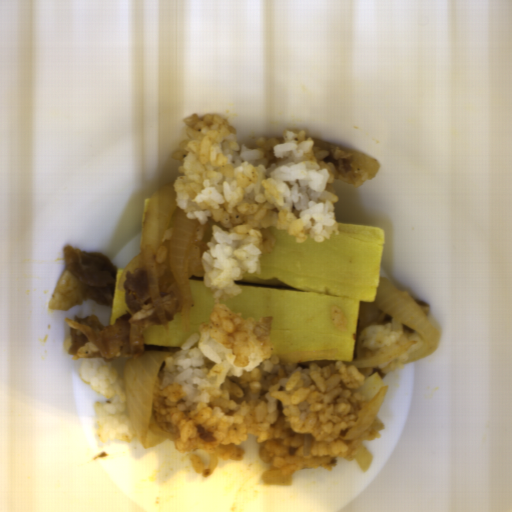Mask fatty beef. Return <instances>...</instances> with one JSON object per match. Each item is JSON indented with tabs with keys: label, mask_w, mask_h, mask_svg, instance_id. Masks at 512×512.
Segmentation results:
<instances>
[{
	"label": "fatty beef",
	"mask_w": 512,
	"mask_h": 512,
	"mask_svg": "<svg viewBox=\"0 0 512 512\" xmlns=\"http://www.w3.org/2000/svg\"><path fill=\"white\" fill-rule=\"evenodd\" d=\"M126 310L114 323L105 326L99 315L65 318L71 332L63 345L68 354H78L87 343L97 346L85 358H101L104 361L116 359H138L143 357L145 348L144 330L148 326H162L152 304L149 277L145 267L133 274L125 273L123 283Z\"/></svg>",
	"instance_id": "obj_1"
},
{
	"label": "fatty beef",
	"mask_w": 512,
	"mask_h": 512,
	"mask_svg": "<svg viewBox=\"0 0 512 512\" xmlns=\"http://www.w3.org/2000/svg\"><path fill=\"white\" fill-rule=\"evenodd\" d=\"M169 258L163 263H156V274L159 288L160 301L166 314L167 321L182 310L183 299L176 282Z\"/></svg>",
	"instance_id": "obj_4"
},
{
	"label": "fatty beef",
	"mask_w": 512,
	"mask_h": 512,
	"mask_svg": "<svg viewBox=\"0 0 512 512\" xmlns=\"http://www.w3.org/2000/svg\"><path fill=\"white\" fill-rule=\"evenodd\" d=\"M392 318V315L378 307L376 301H361L358 303L357 337H360L371 325L387 324Z\"/></svg>",
	"instance_id": "obj_6"
},
{
	"label": "fatty beef",
	"mask_w": 512,
	"mask_h": 512,
	"mask_svg": "<svg viewBox=\"0 0 512 512\" xmlns=\"http://www.w3.org/2000/svg\"><path fill=\"white\" fill-rule=\"evenodd\" d=\"M314 146L327 152V155L323 157V162L332 163L341 182L352 183L354 187L358 188L368 180L366 172L352 165V153L340 150V146L318 138H314Z\"/></svg>",
	"instance_id": "obj_3"
},
{
	"label": "fatty beef",
	"mask_w": 512,
	"mask_h": 512,
	"mask_svg": "<svg viewBox=\"0 0 512 512\" xmlns=\"http://www.w3.org/2000/svg\"><path fill=\"white\" fill-rule=\"evenodd\" d=\"M213 231L210 224L198 222L193 244L187 260L186 273L188 279L191 276H204L203 257L207 249L208 242L211 241Z\"/></svg>",
	"instance_id": "obj_5"
},
{
	"label": "fatty beef",
	"mask_w": 512,
	"mask_h": 512,
	"mask_svg": "<svg viewBox=\"0 0 512 512\" xmlns=\"http://www.w3.org/2000/svg\"><path fill=\"white\" fill-rule=\"evenodd\" d=\"M414 300V299H413ZM421 313L427 317L430 314V306L426 301L414 300Z\"/></svg>",
	"instance_id": "obj_7"
},
{
	"label": "fatty beef",
	"mask_w": 512,
	"mask_h": 512,
	"mask_svg": "<svg viewBox=\"0 0 512 512\" xmlns=\"http://www.w3.org/2000/svg\"><path fill=\"white\" fill-rule=\"evenodd\" d=\"M64 271L51 294L49 311H68L91 300L101 308H111L117 269L102 253H87L72 246L63 249Z\"/></svg>",
	"instance_id": "obj_2"
}]
</instances>
